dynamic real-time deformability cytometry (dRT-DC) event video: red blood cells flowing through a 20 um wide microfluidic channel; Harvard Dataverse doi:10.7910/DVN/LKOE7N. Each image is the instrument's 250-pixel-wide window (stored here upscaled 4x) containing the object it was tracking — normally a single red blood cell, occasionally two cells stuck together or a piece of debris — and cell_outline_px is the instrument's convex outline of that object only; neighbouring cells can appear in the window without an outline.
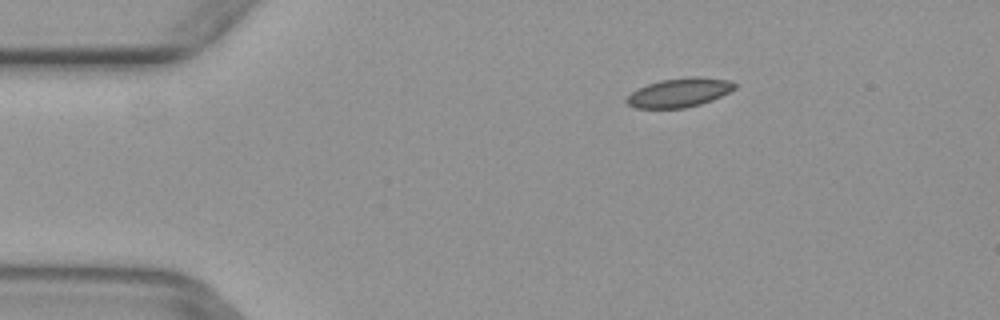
{"species": "common noctule bat (a hibernating species)", "species_latin": "Nyctalus noctula", "temperature_condition": "warm", "stored_images_in_passage": 6, "camera_frame_rate_fps": 3000, "um_per_image_px": 0.085, "animal": {"sex": "female", "body_mass_g": 29.2, "forearm_length_mm": 56.3}, "frame": {"image": 1, "passage_image": 2, "time_ms": 0.333, "image_size_px": [1000, 320], "cell_outline_px": [[736, 88], [712, 100], [700, 104], [684, 108], [636, 108], [628, 104], [624, 100], [636, 88], [660, 80], [688, 76], [700, 76], [728, 80], [736, 84]], "centroid_in_image_um": [57.72, 7.86], "position_along_channel_um": 27.3, "area_um2": 18.32}}
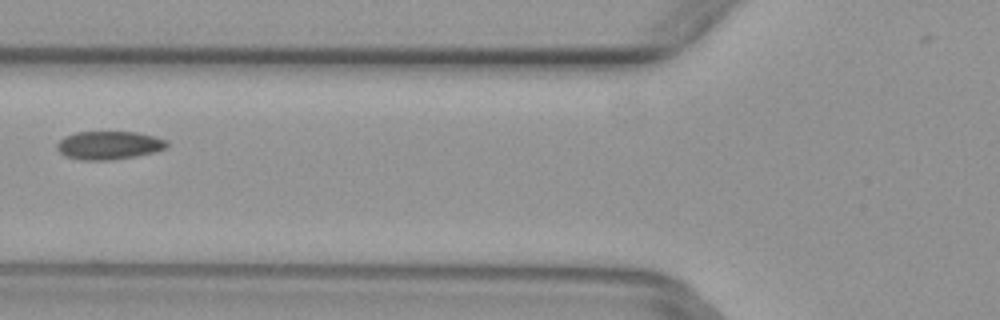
{"frame": {"image": 2, "passage_image": 5, "time_ms": 1.333, "image_size_px": [1000, 320], "cell_outline_px": [[168, 148], [156, 152], [136, 156], [112, 160], [80, 160], [64, 156], [56, 148], [56, 144], [64, 136], [76, 132], [136, 132], [156, 136], [168, 140]], "centroid_in_image_um": [9.29, 12.35], "position_along_channel_um": 116.5, "area_um2": 18.44}}
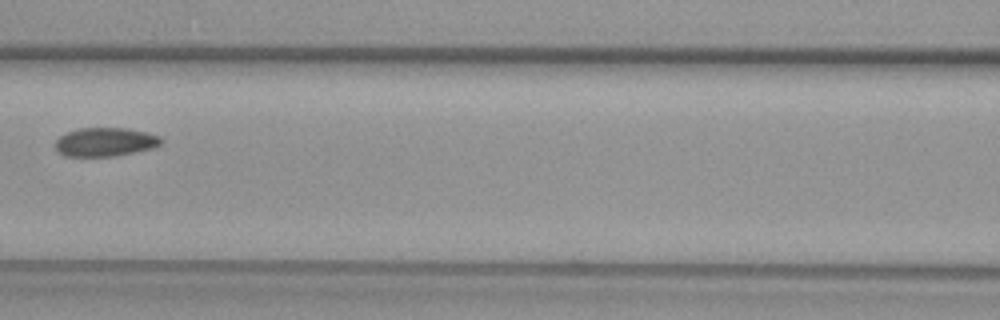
{"frame": {"image": 3, "passage_image": 6, "time_ms": 1.667, "image_size_px": [1000, 320], "cell_outline_px": [[164, 140], [160, 144], [152, 148], [116, 156], [64, 156], [56, 152], [56, 140], [60, 136], [68, 132], [80, 128], [128, 128], [148, 132], [160, 136]], "centroid_in_image_um": [8.96, 12.07], "position_along_channel_um": 157.6, "area_um2": 17.8}}